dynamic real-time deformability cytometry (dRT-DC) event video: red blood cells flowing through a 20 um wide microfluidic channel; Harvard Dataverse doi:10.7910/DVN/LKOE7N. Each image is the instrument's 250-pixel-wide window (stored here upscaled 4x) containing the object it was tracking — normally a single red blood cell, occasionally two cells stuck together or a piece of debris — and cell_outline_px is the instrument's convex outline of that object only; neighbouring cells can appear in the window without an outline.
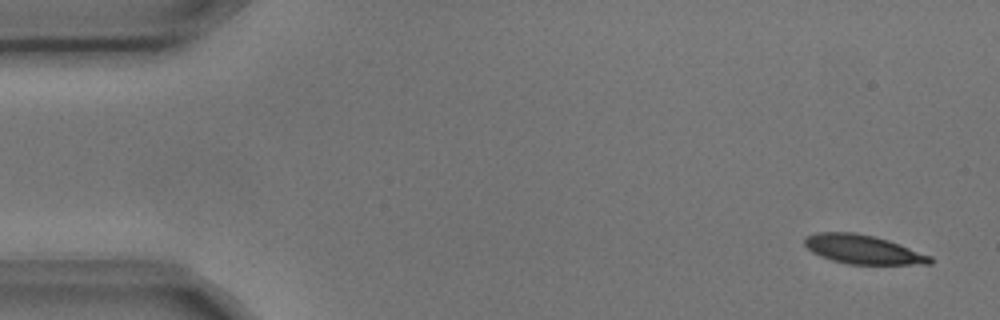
{"species": "common noctule bat (a hibernating species)", "species_latin": "Nyctalus noctula", "temperature_condition": "cold", "stored_images_in_passage": 5, "camera_frame_rate_fps": 3000, "um_per_image_px": 0.085, "animal": {"sex": "male", "body_mass_g": 17.9, "forearm_length_mm": 54.2}, "frame": {"image": 1, "passage_image": 1, "time_ms": 0.0, "image_size_px": [1000, 320], "cell_outline_px": [[936, 260], [932, 264], [848, 264], [832, 260], [820, 256], [812, 252], [804, 244], [804, 236], [816, 232], [852, 232], [872, 236], [888, 240], [932, 256]], "centroid_in_image_um": [73.35, 21.2], "position_along_channel_um": 11.6, "area_um2": 21.21}}
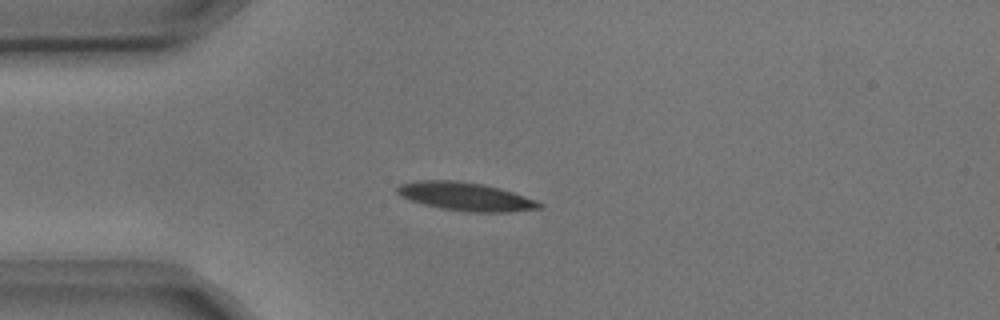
{"frame": {"image": 2, "passage_image": 4, "time_ms": 1.0, "image_size_px": [1000, 320], "cell_outline_px": [[544, 208], [508, 212], [468, 212], [440, 208], [424, 204], [400, 196], [396, 192], [396, 188], [400, 184], [416, 180], [456, 180], [484, 184], [500, 188], [536, 200], [544, 204]], "centroid_in_image_um": [39.59, 16.7], "position_along_channel_um": 45.4, "area_um2": 23.58}}